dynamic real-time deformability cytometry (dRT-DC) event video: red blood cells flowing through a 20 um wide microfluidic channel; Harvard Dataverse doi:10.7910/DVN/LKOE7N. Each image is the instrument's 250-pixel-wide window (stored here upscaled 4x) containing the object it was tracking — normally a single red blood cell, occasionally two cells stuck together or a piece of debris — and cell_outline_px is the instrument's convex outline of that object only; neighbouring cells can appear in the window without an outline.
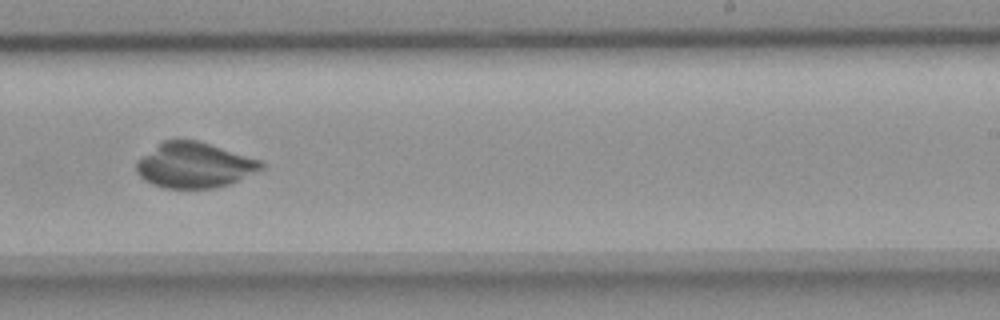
{"species": "common noctule bat (a hibernating species)", "species_latin": "Nyctalus noctula", "temperature_condition": "room temperature", "stored_images_in_passage": 56, "camera_frame_rate_fps": 3000, "um_per_image_px": 0.085, "animal": {"sex": "female", "body_mass_g": 18.4}, "frame": {"image": 1, "passage_image": 35, "time_ms": 11.333, "image_size_px": [1000, 320], "cell_outline_px": [[264, 168], [228, 184], [212, 188], [164, 188], [152, 184], [144, 180], [136, 172], [136, 160], [164, 140], [196, 140], [260, 160], [264, 164]], "centroid_in_image_um": [16.47, 14.05], "position_along_channel_um": 272.5, "area_um2": 32.54}}
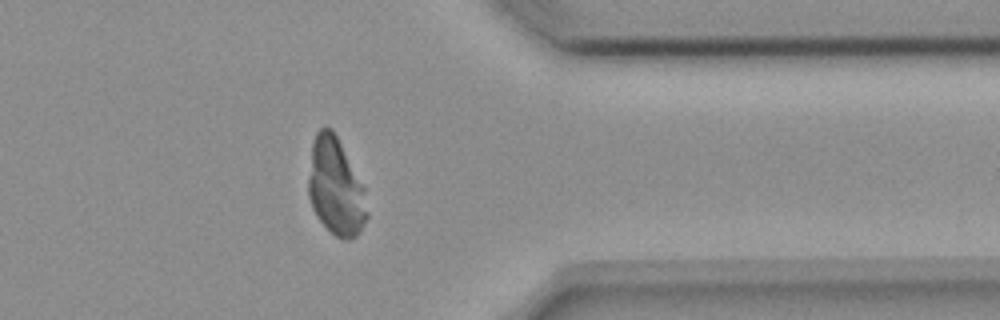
{"frame": {"image": 2, "passage_image": 45, "time_ms": 14.667, "image_size_px": [1000, 320], "cell_outline_px": [[368, 216], [360, 232], [352, 240], [344, 240], [336, 236], [316, 216], [312, 208], [308, 196], [308, 176], [312, 140], [316, 132], [324, 124], [332, 128], [364, 188], [368, 212]], "centroid_in_image_um": [28.51, 15.89], "position_along_channel_um": 382.9, "area_um2": 33.35}}
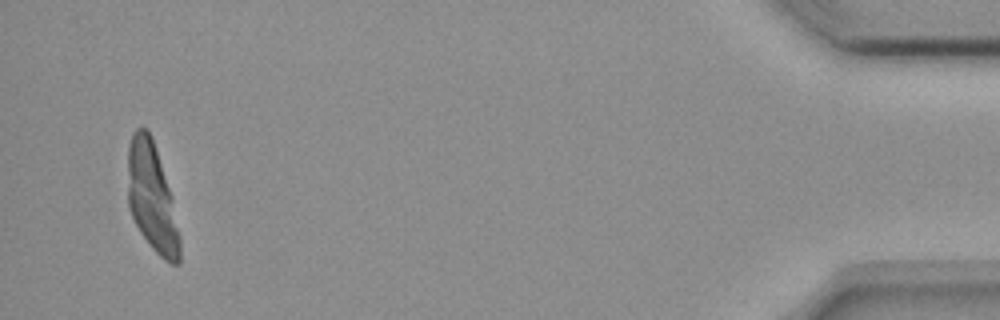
{"frame": {"image": 3, "passage_image": 54, "time_ms": 17.667, "image_size_px": [1000, 320], "cell_outline_px": [[180, 264], [172, 264], [164, 260], [152, 248], [140, 232], [132, 216], [128, 204], [128, 144], [132, 132], [136, 128], [148, 128], [172, 196], [180, 236]], "centroid_in_image_um": [12.91, 16.8], "position_along_channel_um": 422.3, "area_um2": 32.83}}